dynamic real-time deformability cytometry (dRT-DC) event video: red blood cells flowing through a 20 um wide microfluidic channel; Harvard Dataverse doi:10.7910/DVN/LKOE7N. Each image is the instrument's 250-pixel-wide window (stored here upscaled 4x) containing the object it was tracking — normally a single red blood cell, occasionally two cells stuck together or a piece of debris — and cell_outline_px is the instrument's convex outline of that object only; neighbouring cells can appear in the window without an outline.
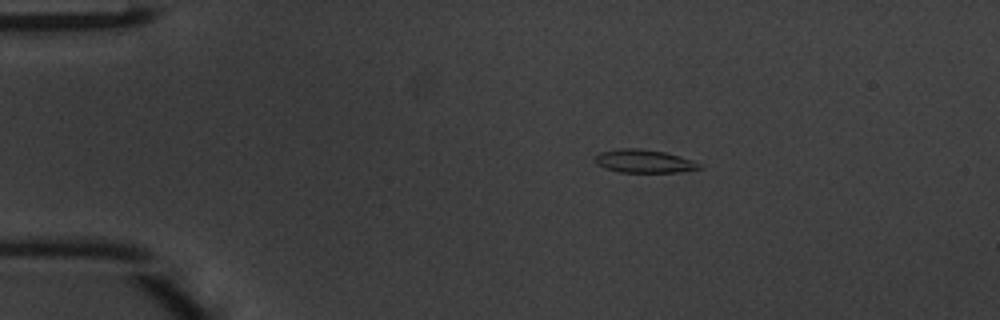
{"species": "common noctule bat (a hibernating species)", "species_latin": "Nyctalus noctula", "temperature_condition": "warm", "stored_images_in_passage": 40, "camera_frame_rate_fps": 3000, "um_per_image_px": 0.085, "animal": {"sex": "male", "body_mass_g": 20.1, "forearm_length_mm": 53.5}, "frame": {"image": 1, "passage_image": 1, "time_ms": 0.0, "image_size_px": [1000, 320], "cell_outline_px": [[704, 168], [680, 172], [620, 172], [596, 164], [596, 156], [600, 152], [620, 148], [636, 148], [664, 152], [692, 160], [700, 164]], "centroid_in_image_um": [54.77, 13.7], "position_along_channel_um": 30.2, "area_um2": 13.87}}
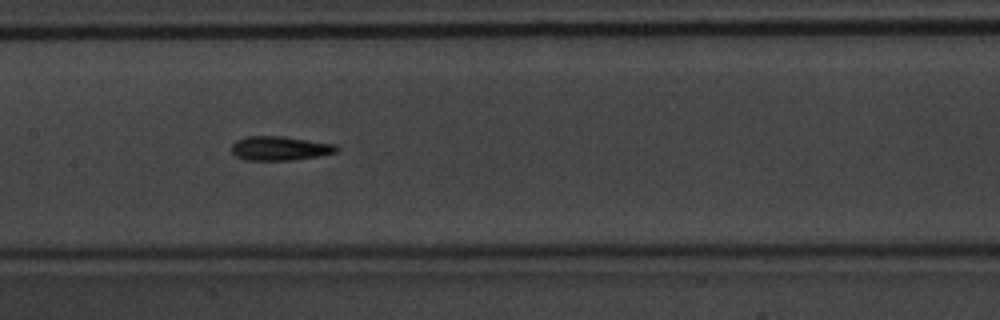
{"frame": {"image": 2, "passage_image": 16, "time_ms": 5.0, "image_size_px": [1000, 320], "cell_outline_px": [[340, 148], [336, 152], [320, 156], [292, 160], [248, 160], [236, 156], [232, 152], [232, 144], [236, 140], [248, 136], [284, 136], [336, 144]], "centroid_in_image_um": [23.82, 12.6], "position_along_channel_um": 183.6, "area_um2": 14.85}}
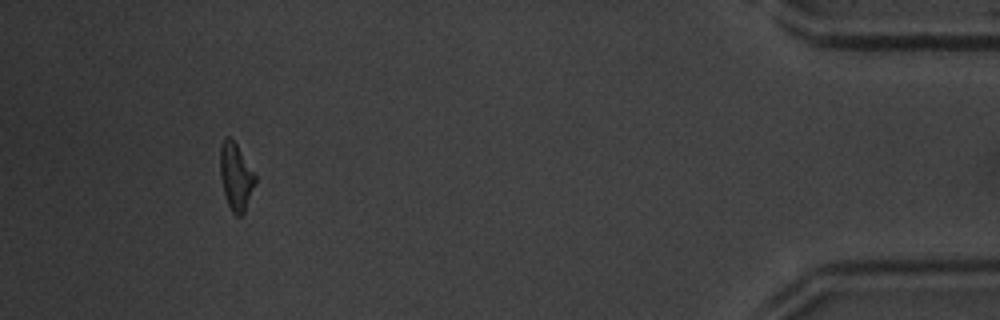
{"frame": {"image": 3, "passage_image": 37, "time_ms": 12.0, "image_size_px": [1000, 320], "cell_outline_px": [[256, 184], [244, 212], [240, 216], [236, 216], [232, 212], [228, 204], [224, 192], [220, 176], [220, 144], [224, 136], [228, 136], [236, 144], [256, 176]], "centroid_in_image_um": [20.04, 15.01], "position_along_channel_um": 415.2, "area_um2": 13.64}, "authors_computed_cell_mechanics": {"area_um2": 14.1899, "velocity_mm_per_s": 4.1981, "shape_relaxation_time_tau1_ms": 4.1692, "shape_relaxation_time_tau2_ms": 4.4834, "deformation_change_tau1": 0.1631, "deformation_change_tau2": 0.1563}}